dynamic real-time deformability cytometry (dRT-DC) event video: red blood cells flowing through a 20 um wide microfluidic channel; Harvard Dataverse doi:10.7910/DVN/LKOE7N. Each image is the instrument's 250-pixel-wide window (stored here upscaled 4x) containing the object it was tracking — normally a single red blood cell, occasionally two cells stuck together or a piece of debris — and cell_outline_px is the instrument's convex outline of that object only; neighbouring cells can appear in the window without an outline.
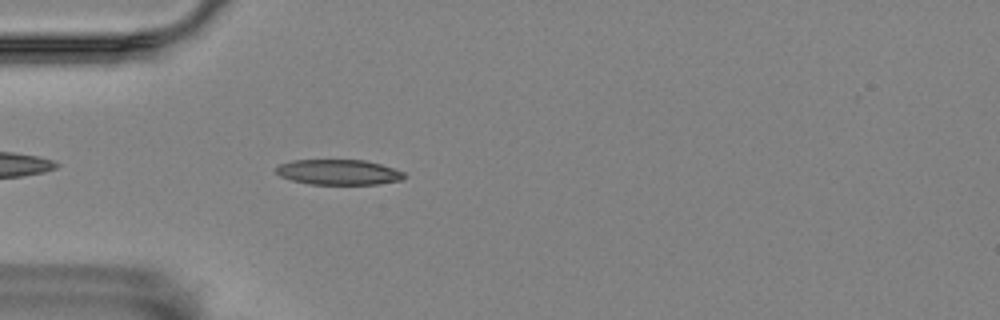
{"species": "Egyptian fruit bat (a non-hibernating species)", "species_latin": "Rousettus aegyptiacus", "temperature_condition": "room temperature", "stored_images_in_passage": 44, "camera_frame_rate_fps": 3000, "um_per_image_px": 0.085, "animal": {"sex": "female"}, "frame": {"image": 1, "passage_image": 4, "time_ms": 1.0, "image_size_px": [1000, 320], "cell_outline_px": [[404, 180], [376, 184], [308, 184], [292, 180], [280, 176], [276, 172], [276, 168], [280, 164], [292, 160], [364, 160], [380, 164], [404, 172]], "centroid_in_image_um": [28.77, 14.63], "position_along_channel_um": 56.2, "area_um2": 18.79}}
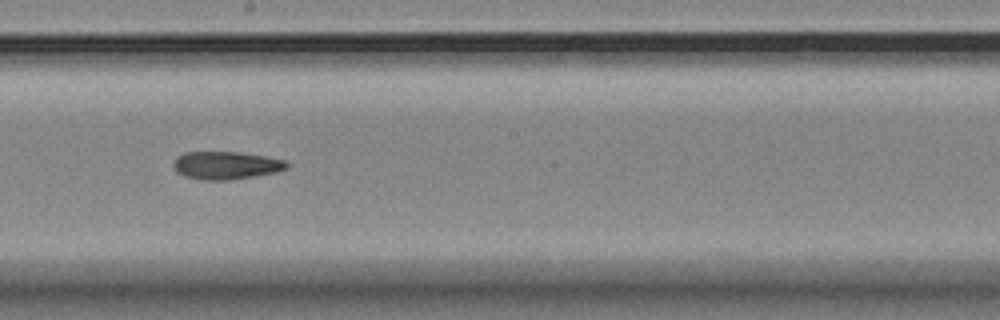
{"frame": {"image": 2, "passage_image": 19, "time_ms": 6.0, "image_size_px": [1000, 320], "cell_outline_px": [[288, 168], [276, 172], [228, 180], [200, 180], [184, 176], [176, 172], [172, 164], [176, 156], [184, 152], [240, 152], [264, 156], [284, 160], [288, 164]], "centroid_in_image_um": [19.15, 14.05], "position_along_channel_um": 229.0, "area_um2": 18.44}}
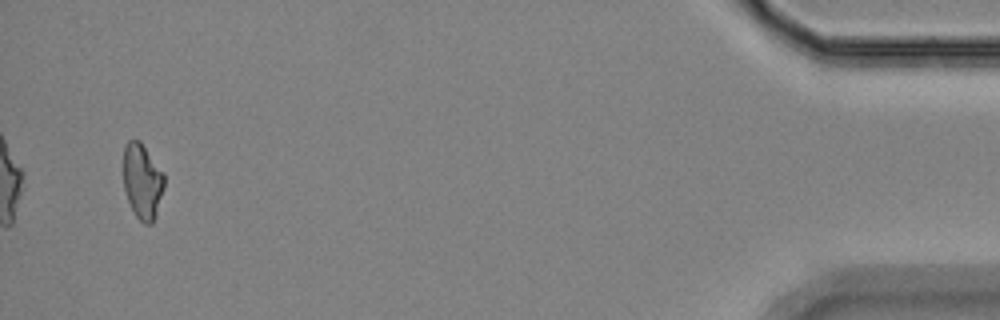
{"frame": {"image": 3, "passage_image": 42, "time_ms": 13.667, "image_size_px": [1000, 320], "cell_outline_px": [[164, 188], [156, 216], [152, 224], [144, 224], [136, 216], [128, 200], [124, 188], [124, 144], [128, 140], [140, 140], [164, 172]], "centroid_in_image_um": [12.12, 15.39], "position_along_channel_um": 423.1, "area_um2": 18.03}}